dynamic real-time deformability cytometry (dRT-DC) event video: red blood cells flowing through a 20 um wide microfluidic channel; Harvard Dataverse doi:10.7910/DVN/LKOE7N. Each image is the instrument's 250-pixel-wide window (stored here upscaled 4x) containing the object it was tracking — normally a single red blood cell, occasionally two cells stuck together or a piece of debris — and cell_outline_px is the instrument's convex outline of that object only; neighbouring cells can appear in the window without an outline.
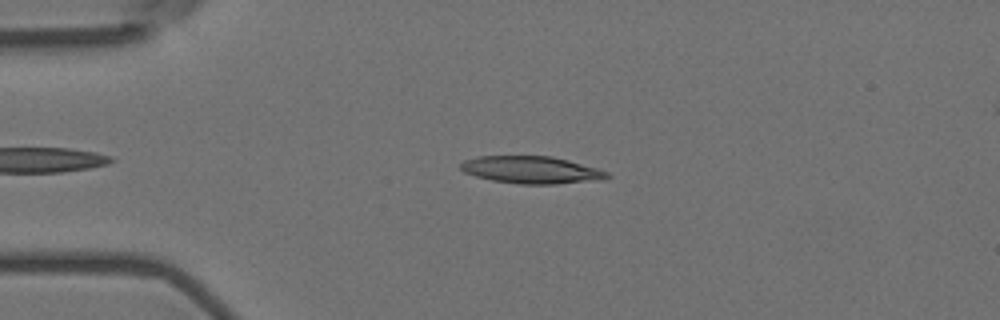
{"species": "Egyptian fruit bat (a non-hibernating species)", "species_latin": "Rousettus aegyptiacus", "temperature_condition": "room temperature", "stored_images_in_passage": 43, "camera_frame_rate_fps": 3000, "um_per_image_px": 0.085, "animal": {"sex": "female"}, "frame": {"image": 1, "passage_image": 5, "time_ms": 1.333, "image_size_px": [1000, 320], "cell_outline_px": [[612, 176], [604, 180], [556, 184], [520, 184], [492, 180], [476, 176], [464, 172], [460, 168], [460, 164], [464, 160], [480, 156], [552, 156], [568, 160], [596, 168], [608, 172]], "centroid_in_image_um": [45.2, 14.44], "position_along_channel_um": 39.8, "area_um2": 23.35}}
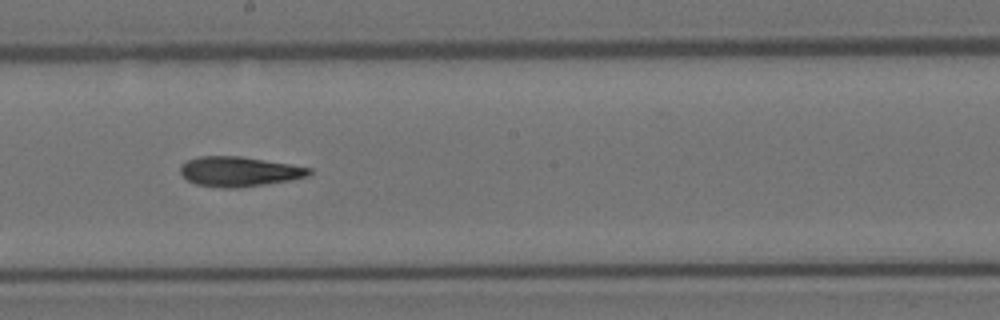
{"frame": {"image": 2, "passage_image": 23, "time_ms": 7.333, "image_size_px": [1000, 320], "cell_outline_px": [[312, 172], [308, 176], [292, 180], [236, 188], [224, 188], [196, 184], [188, 180], [180, 172], [180, 168], [188, 160], [200, 156], [240, 156], [312, 168]], "centroid_in_image_um": [20.34, 14.58], "position_along_channel_um": 227.9, "area_um2": 22.14}}
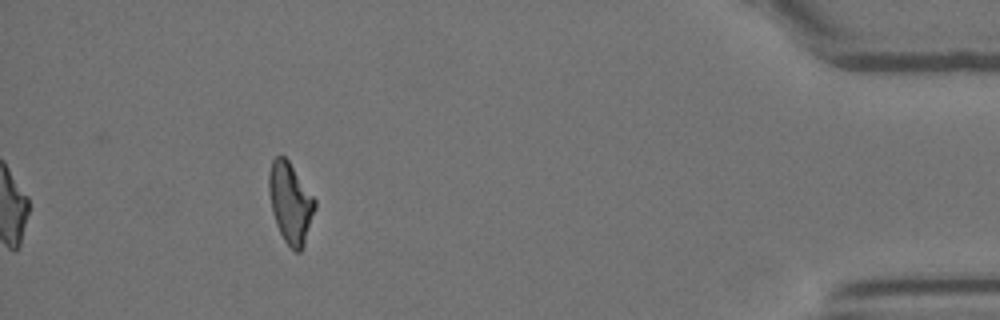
{"frame": {"image": 3, "passage_image": 43, "time_ms": 14.0, "image_size_px": [1000, 320], "cell_outline_px": [[316, 208], [304, 244], [300, 252], [296, 252], [284, 240], [276, 224], [272, 212], [268, 192], [268, 172], [272, 160], [276, 156], [284, 156], [288, 160], [316, 200]], "centroid_in_image_um": [24.67, 17.22], "position_along_channel_um": 410.5, "area_um2": 21.56}, "authors_computed_cell_mechanics": {"area_um2": 22.4264, "velocity_mm_per_s": 3.6033, "shape_relaxation_time_tau1_ms": 8.5397, "shape_relaxation_time_tau2_ms": 5.5601, "deformation_change_tau1": 0.2385, "deformation_change_tau2": 0.1645}}